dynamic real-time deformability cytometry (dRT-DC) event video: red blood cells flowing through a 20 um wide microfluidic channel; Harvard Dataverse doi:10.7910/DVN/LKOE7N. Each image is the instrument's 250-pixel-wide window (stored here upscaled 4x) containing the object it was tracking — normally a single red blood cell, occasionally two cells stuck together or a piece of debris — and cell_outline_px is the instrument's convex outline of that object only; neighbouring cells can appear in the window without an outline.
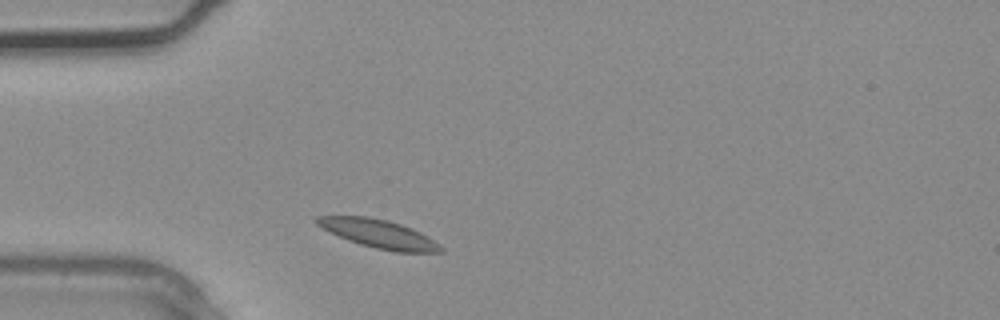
{"species": "common noctule bat (a hibernating species)", "species_latin": "Nyctalus noctula", "temperature_condition": "warm", "stored_images_in_passage": 2, "camera_frame_rate_fps": 3000, "um_per_image_px": 0.085, "animal": {"sex": "male", "body_mass_g": 20.4}, "frame": {"image": 1, "passage_image": 2, "time_ms": 0.333, "image_size_px": [1000, 320], "cell_outline_px": [[444, 252], [396, 252], [376, 248], [360, 244], [348, 240], [328, 232], [316, 224], [312, 220], [316, 216], [368, 216], [388, 220], [412, 228], [420, 232], [440, 244], [444, 248]], "centroid_in_image_um": [32.17, 19.86], "position_along_channel_um": 52.8, "area_um2": 20.63}}